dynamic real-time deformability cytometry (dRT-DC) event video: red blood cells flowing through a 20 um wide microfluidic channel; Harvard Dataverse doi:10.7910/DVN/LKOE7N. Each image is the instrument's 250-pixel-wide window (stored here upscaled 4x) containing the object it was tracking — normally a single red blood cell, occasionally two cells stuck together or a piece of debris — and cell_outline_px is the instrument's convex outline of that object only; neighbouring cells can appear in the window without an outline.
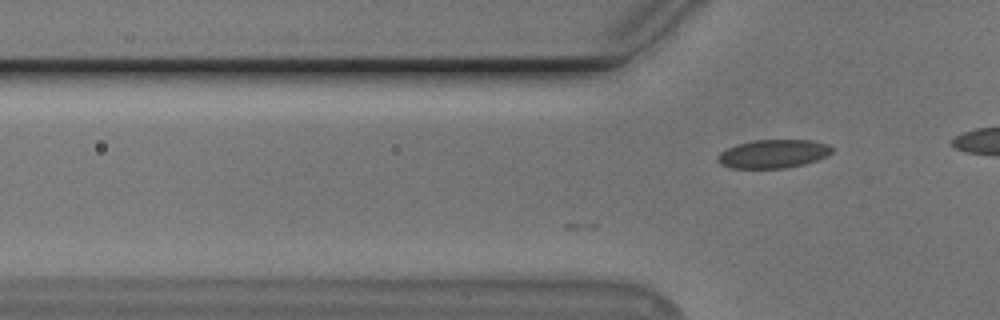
{"species": "Egyptian fruit bat (a non-hibernating species)", "species_latin": "Rousettus aegyptiacus", "temperature_condition": "cold", "stored_images_in_passage": 7, "camera_frame_rate_fps": 3000, "um_per_image_px": 0.085, "animal": {"sex": "male"}, "frame": {"image": 1, "passage_image": 7, "time_ms": 2.0, "image_size_px": [1000, 320], "cell_outline_px": [[832, 152], [828, 156], [804, 164], [788, 168], [732, 168], [720, 164], [716, 160], [720, 152], [736, 144], [752, 140], [808, 140], [828, 144], [832, 148]], "centroid_in_image_um": [65.71, 13.08], "position_along_channel_um": 60.1, "area_um2": 19.02}}